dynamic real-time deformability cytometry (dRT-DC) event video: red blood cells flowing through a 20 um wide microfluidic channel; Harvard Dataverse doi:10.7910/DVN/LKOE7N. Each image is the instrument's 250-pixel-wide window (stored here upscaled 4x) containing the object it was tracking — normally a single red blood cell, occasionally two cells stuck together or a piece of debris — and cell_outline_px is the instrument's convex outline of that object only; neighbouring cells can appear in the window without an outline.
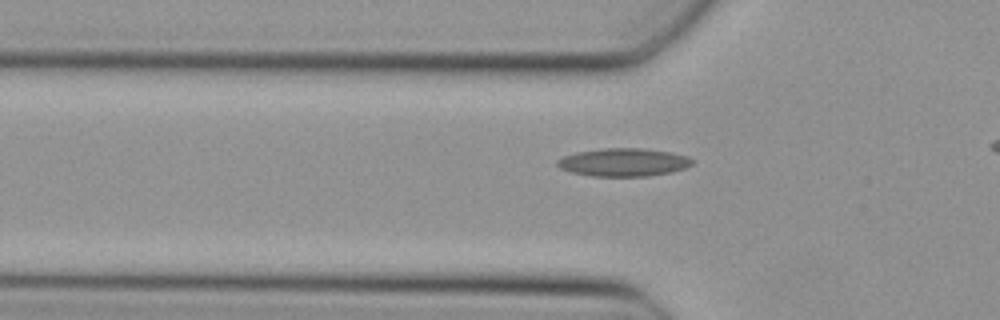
{"species": "Egyptian fruit bat (a non-hibernating species)", "species_latin": "Rousettus aegyptiacus", "temperature_condition": "cold", "stored_images_in_passage": 36, "camera_frame_rate_fps": 3000, "um_per_image_px": 0.085, "animal": {"sex": "female"}, "frame": {"image": 1, "passage_image": 14, "time_ms": 4.333, "image_size_px": [1000, 320], "cell_outline_px": [[692, 164], [684, 168], [672, 172], [648, 176], [592, 176], [572, 172], [560, 168], [556, 164], [556, 160], [564, 156], [576, 152], [604, 148], [644, 148], [672, 152], [688, 156], [692, 160]], "centroid_in_image_um": [53.0, 13.79], "position_along_channel_um": 72.8, "area_um2": 22.08}}
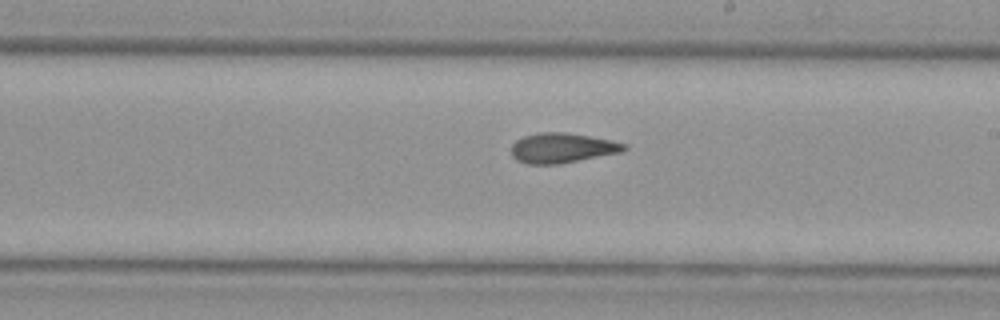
{"frame": {"image": 2, "passage_image": 26, "time_ms": 8.333, "image_size_px": [1000, 320], "cell_outline_px": [[628, 148], [624, 152], [560, 164], [528, 164], [516, 160], [512, 156], [512, 144], [516, 140], [524, 136], [540, 132], [564, 132], [612, 140], [628, 144]], "centroid_in_image_um": [47.82, 12.58], "position_along_channel_um": 241.2, "area_um2": 19.88}}
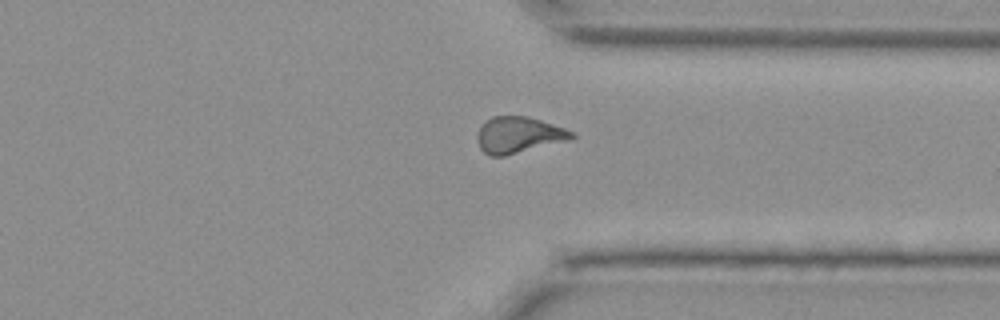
{"frame": {"image": 3, "passage_image": 35, "time_ms": 11.333, "image_size_px": [1000, 320], "cell_outline_px": [[576, 136], [572, 140], [504, 156], [492, 156], [484, 152], [480, 148], [476, 136], [480, 128], [492, 116], [524, 116], [540, 120], [576, 132]], "centroid_in_image_um": [44.13, 11.48], "position_along_channel_um": 367.3, "area_um2": 19.94}}